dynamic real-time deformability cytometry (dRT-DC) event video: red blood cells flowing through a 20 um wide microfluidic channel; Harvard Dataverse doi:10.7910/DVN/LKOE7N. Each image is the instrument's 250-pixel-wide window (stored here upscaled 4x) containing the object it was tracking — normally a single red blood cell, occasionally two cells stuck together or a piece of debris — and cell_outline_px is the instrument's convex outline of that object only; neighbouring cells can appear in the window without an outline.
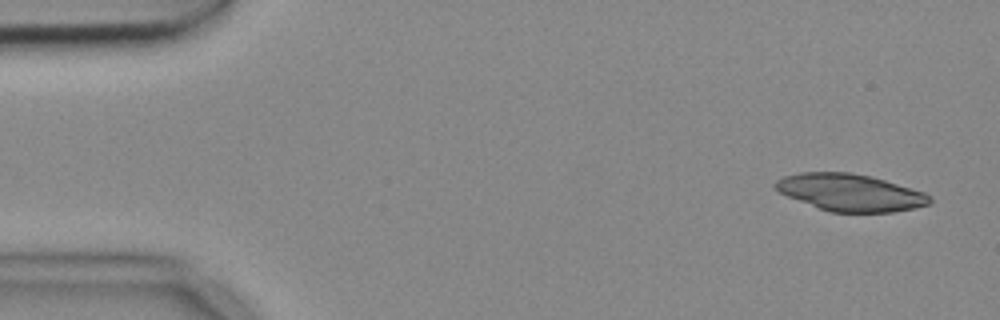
{"species": "common noctule bat (a hibernating species)", "species_latin": "Nyctalus noctula", "temperature_condition": "cold", "stored_images_in_passage": 3, "camera_frame_rate_fps": 3000, "um_per_image_px": 0.085, "animal": {"sex": "female", "body_mass_g": 18.4}, "frame": {"image": 1, "passage_image": 1, "time_ms": 0.0, "image_size_px": [1000, 320], "cell_outline_px": [[932, 204], [892, 212], [828, 212], [788, 196], [780, 192], [772, 184], [776, 180], [784, 176], [800, 172], [848, 172], [872, 176], [924, 192], [932, 196]], "centroid_in_image_um": [72.28, 16.36], "position_along_channel_um": 12.7, "area_um2": 33.35}}